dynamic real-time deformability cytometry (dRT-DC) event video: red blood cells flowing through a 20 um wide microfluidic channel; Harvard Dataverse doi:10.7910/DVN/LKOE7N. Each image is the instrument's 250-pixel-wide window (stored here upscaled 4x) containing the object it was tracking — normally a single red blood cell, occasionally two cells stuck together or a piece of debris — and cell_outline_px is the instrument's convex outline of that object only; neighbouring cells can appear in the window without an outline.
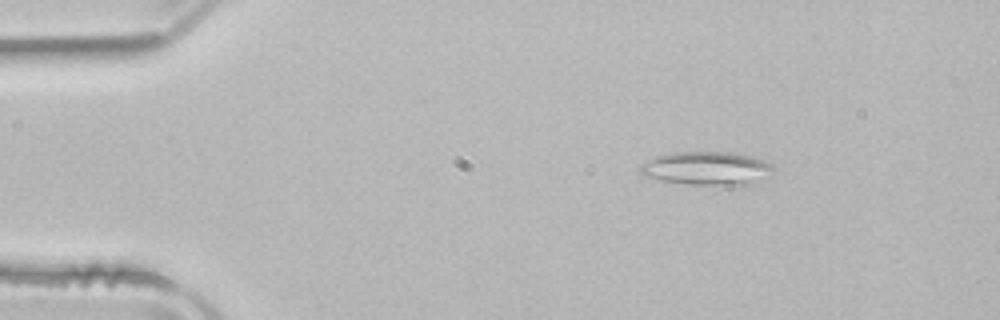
{"species": "common noctule bat (a hibernating species)", "species_latin": "Nyctalus noctula", "temperature_condition": "room temperature", "stored_images_in_passage": 44, "segment_of_instrument_passage": [1, 2], "camera_frame_rate_fps": 3000, "um_per_image_px": 0.085, "animal": {"sex": "male", "body_mass_g": 21.5, "forearm_length_mm": 52.0}, "frame": {"image": 1, "passage_image": 1, "time_ms": 0.0, "image_size_px": [1000, 320], "cell_outline_px": [[776, 168], [756, 184], [688, 184], [660, 180], [640, 176], [640, 168], [648, 160], [656, 156], [672, 152], [736, 152], [752, 156], [764, 160], [772, 164]], "centroid_in_image_um": [60.1, 14.3], "position_along_channel_um": 24.9, "area_um2": 26.01}}
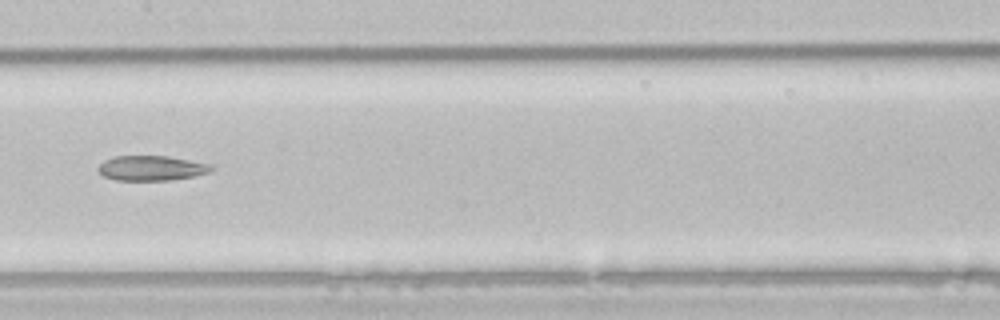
{"frame": {"image": 2, "passage_image": 19, "time_ms": 6.0, "image_size_px": [1000, 320], "cell_outline_px": [[212, 172], [192, 176], [168, 180], [116, 180], [104, 176], [96, 168], [104, 160], [112, 156], [168, 156], [208, 164], [212, 168]], "centroid_in_image_um": [12.82, 14.28], "position_along_channel_um": 194.6, "area_um2": 16.24}}
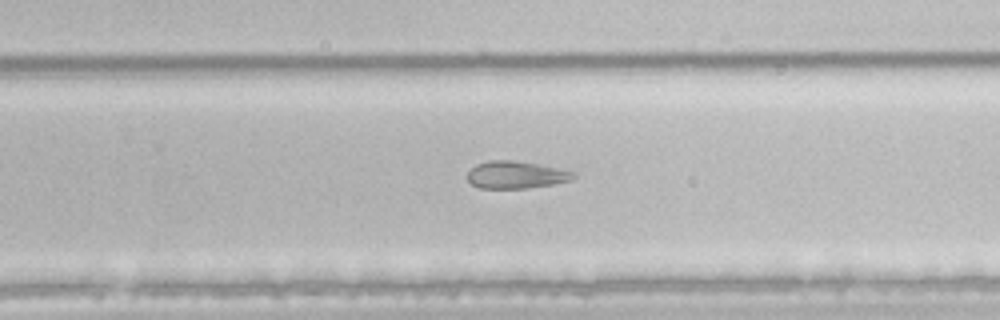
{"frame": {"image": 3, "passage_image": 26, "time_ms": 8.333, "image_size_px": [1000, 320], "cell_outline_px": [[576, 176], [572, 180], [552, 184], [528, 188], [480, 188], [472, 184], [468, 180], [468, 172], [476, 164], [488, 160], [512, 160], [536, 164], [576, 172]], "centroid_in_image_um": [43.86, 14.86], "position_along_channel_um": 285.9, "area_um2": 16.76}}